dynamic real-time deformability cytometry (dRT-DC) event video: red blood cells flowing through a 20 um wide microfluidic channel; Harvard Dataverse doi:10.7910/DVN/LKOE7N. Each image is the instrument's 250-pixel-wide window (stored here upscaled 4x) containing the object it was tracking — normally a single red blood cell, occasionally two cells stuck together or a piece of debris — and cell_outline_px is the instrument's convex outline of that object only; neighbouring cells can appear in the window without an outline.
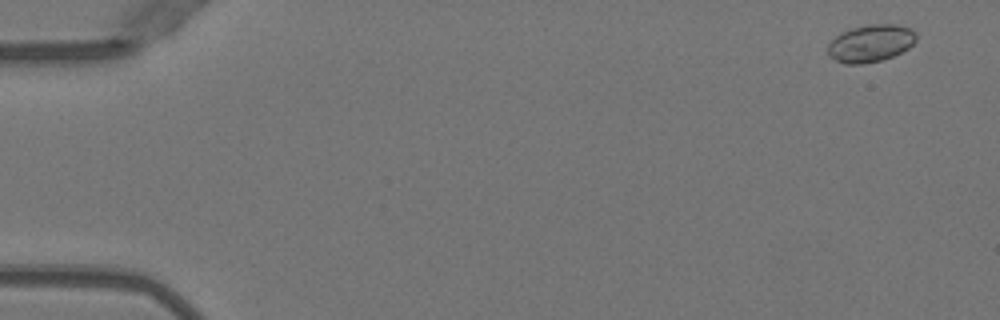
{"species": "Egyptian fruit bat (a non-hibernating species)", "species_latin": "Rousettus aegyptiacus", "temperature_condition": "warm", "stored_images_in_passage": 52, "camera_frame_rate_fps": 3000, "um_per_image_px": 0.085, "animal": {"sex": "female"}, "frame": {"image": 1, "passage_image": 3, "time_ms": 0.667, "image_size_px": [1000, 320], "cell_outline_px": [[916, 40], [908, 48], [892, 56], [880, 60], [860, 64], [844, 64], [828, 56], [828, 44], [836, 36], [852, 28], [868, 24], [896, 24], [912, 28], [916, 32]], "centroid_in_image_um": [74.01, 3.67], "position_along_channel_um": 11.0, "area_um2": 19.13}}
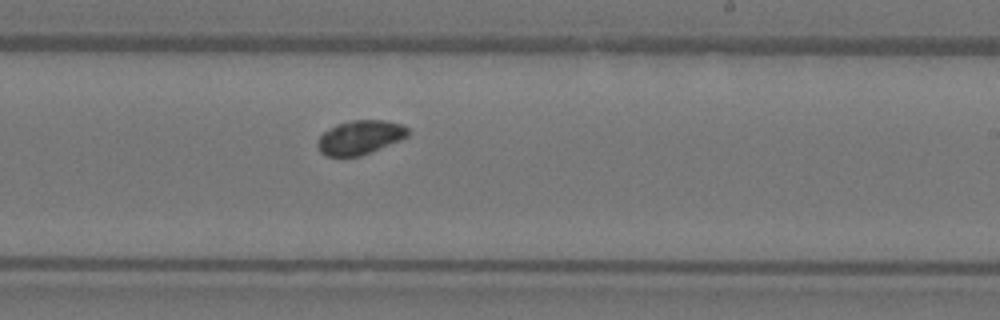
{"frame": {"image": 2, "passage_image": 32, "time_ms": 10.333, "image_size_px": [1000, 320], "cell_outline_px": [[408, 136], [400, 140], [360, 156], [328, 156], [320, 152], [316, 144], [316, 140], [324, 132], [336, 124], [352, 120], [384, 120], [404, 124], [408, 128]], "centroid_in_image_um": [30.59, 11.66], "position_along_channel_um": 258.4, "area_um2": 17.92}}
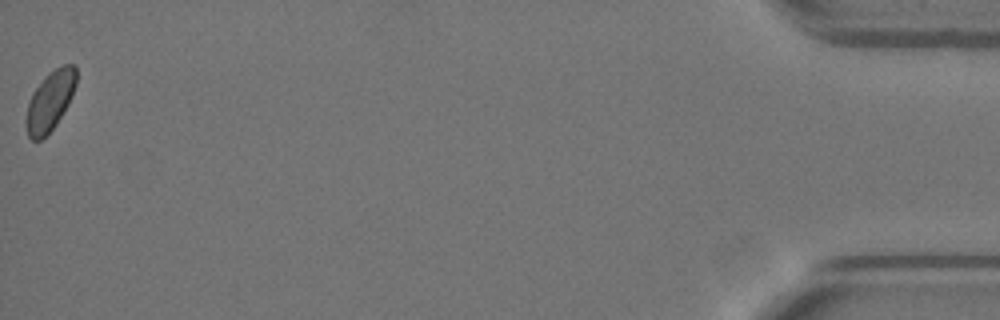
{"frame": {"image": 3, "passage_image": 52, "time_ms": 17.0, "image_size_px": [1000, 320], "cell_outline_px": [[76, 84], [72, 96], [68, 104], [56, 124], [40, 140], [32, 140], [28, 136], [28, 104], [32, 92], [44, 76], [48, 72], [64, 64], [76, 64]], "centroid_in_image_um": [4.29, 8.51], "position_along_channel_um": 430.9, "area_um2": 17.05}}